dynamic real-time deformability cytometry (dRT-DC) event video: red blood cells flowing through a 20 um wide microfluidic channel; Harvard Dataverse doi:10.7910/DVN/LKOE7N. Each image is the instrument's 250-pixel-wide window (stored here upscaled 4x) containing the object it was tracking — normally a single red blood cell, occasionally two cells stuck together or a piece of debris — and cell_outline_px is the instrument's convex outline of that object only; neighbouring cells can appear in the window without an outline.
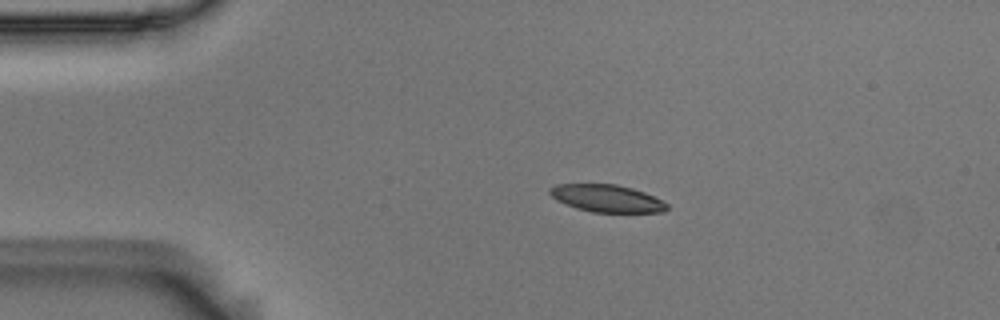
{"species": "Egyptian fruit bat (a non-hibernating species)", "species_latin": "Rousettus aegyptiacus", "temperature_condition": "room temperature", "stored_images_in_passage": 3, "camera_frame_rate_fps": 3000, "um_per_image_px": 0.085, "animal": {"sex": "male"}, "frame": {"image": 1, "passage_image": 2, "time_ms": 0.333, "image_size_px": [1000, 320], "cell_outline_px": [[668, 208], [664, 212], [592, 212], [576, 208], [556, 200], [548, 192], [548, 188], [556, 184], [616, 184], [632, 188], [644, 192], [668, 204]], "centroid_in_image_um": [51.55, 16.86], "position_along_channel_um": 33.5, "area_um2": 18.61}}